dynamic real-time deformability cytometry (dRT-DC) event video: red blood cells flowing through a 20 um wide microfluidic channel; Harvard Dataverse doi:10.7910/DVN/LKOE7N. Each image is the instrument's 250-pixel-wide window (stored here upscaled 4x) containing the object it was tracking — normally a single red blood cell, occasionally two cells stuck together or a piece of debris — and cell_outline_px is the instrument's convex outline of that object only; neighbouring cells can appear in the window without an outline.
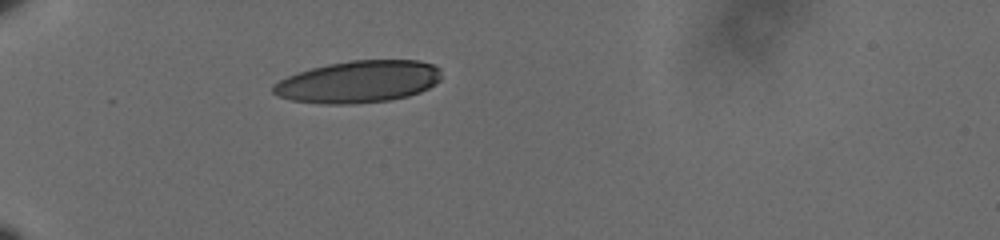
{"species": "human", "species_latin": "Homo sapiens", "temperature_condition": "cold", "stored_images_in_passage": 41, "camera_frame_rate_fps": 3000, "um_per_image_px": 0.085, "donor": {"sex": "male"}, "frame": {"image": 1, "passage_image": 1, "time_ms": 0.0, "image_size_px": [1000, 240], "cell_outline_px": [[440, 80], [428, 88], [420, 92], [408, 96], [392, 100], [352, 104], [320, 104], [292, 100], [276, 96], [272, 92], [272, 84], [288, 76], [312, 68], [328, 64], [352, 60], [420, 60], [432, 64], [440, 68]], "centroid_in_image_um": [30.46, 6.95], "position_along_channel_um": 54.5, "area_um2": 41.38}}
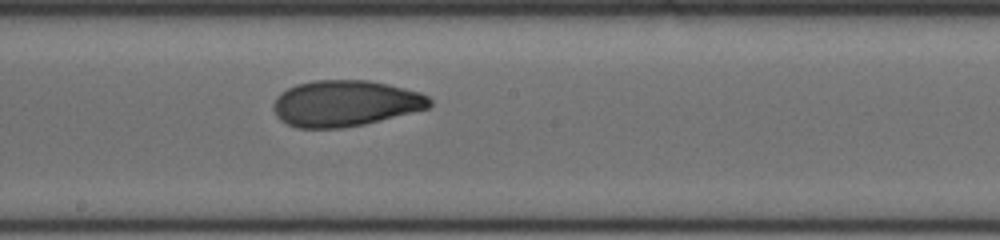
{"frame": {"image": 2, "passage_image": 17, "time_ms": 5.333, "image_size_px": [1000, 240], "cell_outline_px": [[432, 104], [428, 108], [364, 124], [340, 128], [296, 128], [280, 120], [276, 116], [272, 108], [272, 104], [276, 96], [280, 92], [296, 84], [316, 80], [368, 80], [388, 84], [420, 92], [428, 96], [432, 100]], "centroid_in_image_um": [29.3, 8.78], "position_along_channel_um": 218.9, "area_um2": 42.08}}
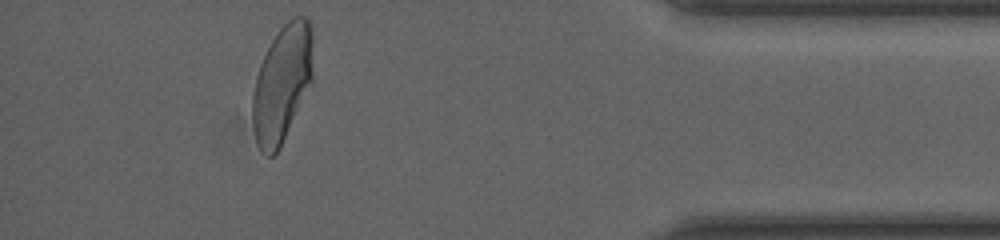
{"frame": {"image": 3, "passage_image": 36, "time_ms": 11.667, "image_size_px": [1000, 240], "cell_outline_px": [[312, 84], [280, 148], [272, 156], [268, 156], [256, 144], [252, 124], [252, 96], [256, 76], [260, 64], [276, 32], [292, 16], [304, 16], [308, 20], [312, 32]], "centroid_in_image_um": [23.98, 7.11], "position_along_channel_um": 411.2, "area_um2": 41.5}, "authors_computed_cell_mechanics": {"area_um2": 42.0784, "velocity_mm_per_s": 3.5971, "shape_relaxation_time_tau1_ms": 7.3213, "shape_relaxation_time_tau2_ms": 2.2479, "deformation_change_tau1": 0.2061, "deformation_change_tau2": 0.0565}}